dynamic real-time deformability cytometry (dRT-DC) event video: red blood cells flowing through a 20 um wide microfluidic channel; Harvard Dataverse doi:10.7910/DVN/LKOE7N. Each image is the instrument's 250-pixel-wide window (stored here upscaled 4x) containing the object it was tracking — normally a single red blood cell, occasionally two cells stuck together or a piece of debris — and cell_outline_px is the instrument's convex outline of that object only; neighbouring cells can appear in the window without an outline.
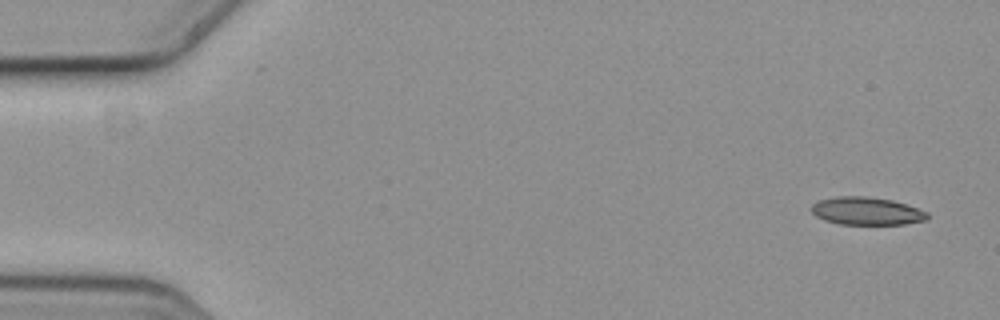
{"species": "common noctule bat (a hibernating species)", "species_latin": "Nyctalus noctula", "temperature_condition": "cold", "stored_images_in_passage": 5, "camera_frame_rate_fps": 3000, "um_per_image_px": 0.085, "animal": {"sex": "female", "body_mass_g": 19.3, "forearm_length_mm": 54.1}, "frame": {"image": 1, "passage_image": 1, "time_ms": 0.0, "image_size_px": [1000, 320], "cell_outline_px": [[928, 220], [904, 224], [840, 224], [824, 220], [816, 216], [808, 208], [812, 204], [820, 200], [840, 196], [864, 196], [892, 200], [928, 212]], "centroid_in_image_um": [73.64, 17.94], "position_along_channel_um": 11.4, "area_um2": 18.73}}
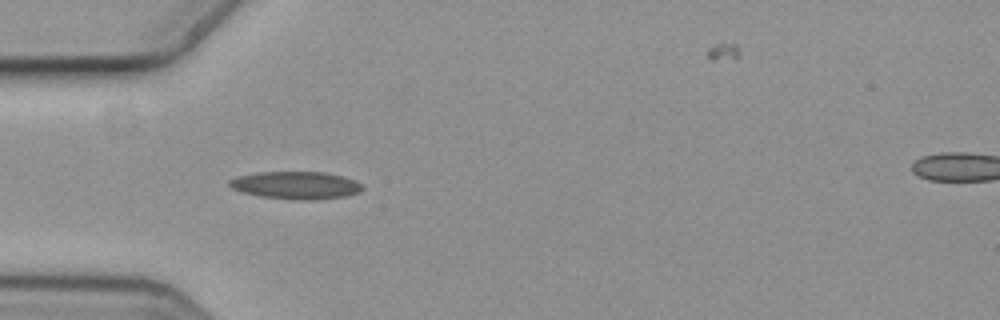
{"frame": {"image": 2, "passage_image": 5, "time_ms": 1.333, "image_size_px": [1000, 320], "cell_outline_px": [[364, 188], [360, 192], [344, 196], [316, 200], [296, 200], [260, 196], [240, 192], [232, 188], [228, 184], [228, 180], [236, 176], [260, 172], [324, 172], [340, 176], [352, 180], [360, 184]], "centroid_in_image_um": [25.1, 15.75], "position_along_channel_um": 59.9, "area_um2": 21.33}}